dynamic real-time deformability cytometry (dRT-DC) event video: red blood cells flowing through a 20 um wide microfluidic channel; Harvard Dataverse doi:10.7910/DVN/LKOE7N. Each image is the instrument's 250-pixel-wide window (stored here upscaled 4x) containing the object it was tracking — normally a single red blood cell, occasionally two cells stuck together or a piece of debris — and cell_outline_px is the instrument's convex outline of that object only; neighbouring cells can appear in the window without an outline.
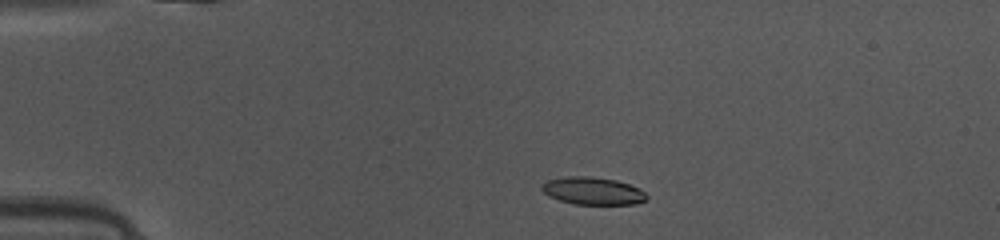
{"species": "common noctule bat (a hibernating species)", "species_latin": "Nyctalus noctula", "temperature_condition": "warm", "stored_images_in_passage": 39, "camera_frame_rate_fps": 3000, "um_per_image_px": 0.085, "animal": {"sex": "female", "body_mass_g": 10.0, "forearm_length_mm": 53.1}, "frame": {"image": 1, "passage_image": 6, "time_ms": 1.667, "image_size_px": [1000, 240], "cell_outline_px": [[648, 200], [636, 204], [576, 204], [560, 200], [548, 196], [540, 188], [548, 180], [568, 176], [592, 176], [616, 180], [640, 188], [648, 196]], "centroid_in_image_um": [50.43, 16.23], "position_along_channel_um": 34.6, "area_um2": 16.82}}
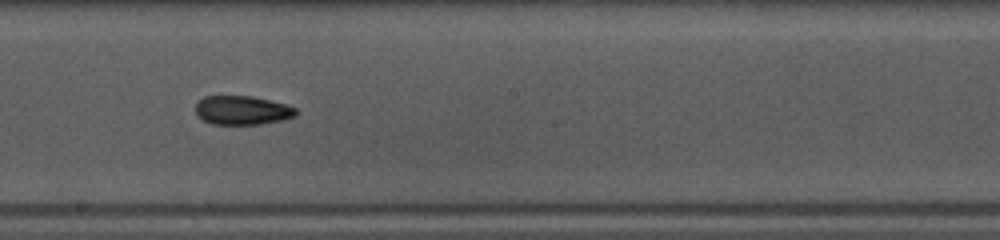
{"frame": {"image": 2, "passage_image": 23, "time_ms": 7.333, "image_size_px": [1000, 240], "cell_outline_px": [[296, 116], [284, 120], [260, 124], [212, 124], [200, 120], [196, 116], [196, 104], [204, 96], [252, 96], [284, 104], [296, 108]], "centroid_in_image_um": [20.56, 9.38], "position_along_channel_um": 227.6, "area_um2": 16.99}}
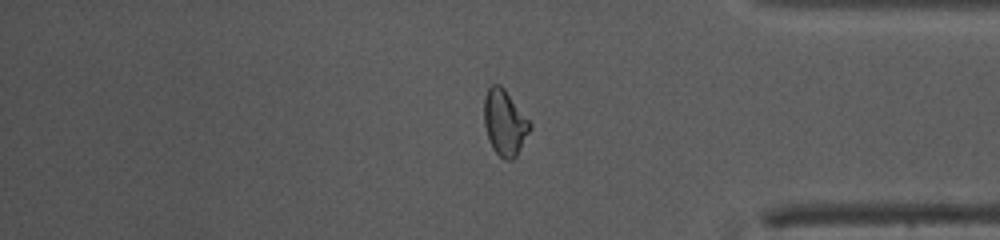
{"frame": {"image": 3, "passage_image": 36, "time_ms": 11.667, "image_size_px": [1000, 240], "cell_outline_px": [[532, 128], [516, 156], [512, 160], [504, 160], [492, 148], [484, 124], [484, 96], [488, 88], [492, 84], [500, 84], [504, 88], [532, 124]], "centroid_in_image_um": [42.9, 10.42], "position_along_channel_um": 392.3, "area_um2": 17.51}}